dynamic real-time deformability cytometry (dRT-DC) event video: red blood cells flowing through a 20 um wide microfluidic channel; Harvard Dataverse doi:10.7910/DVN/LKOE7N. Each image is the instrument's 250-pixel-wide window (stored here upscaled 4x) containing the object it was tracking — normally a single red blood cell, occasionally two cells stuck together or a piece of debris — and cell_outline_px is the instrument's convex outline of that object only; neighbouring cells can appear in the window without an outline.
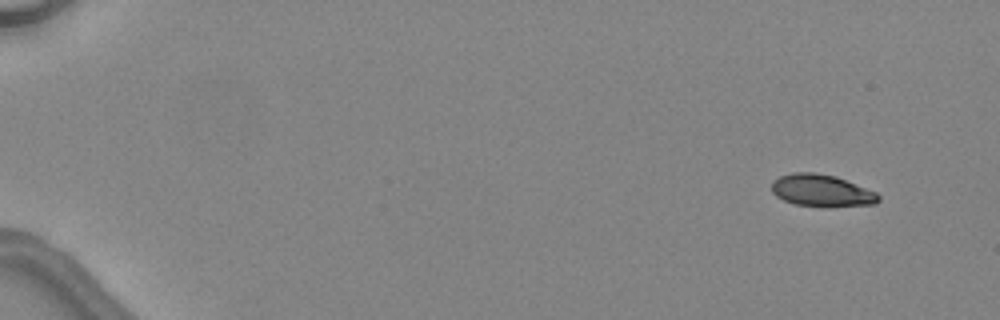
{"species": "common noctule bat (a hibernating species)", "species_latin": "Nyctalus noctula", "temperature_condition": "warm", "stored_images_in_passage": 6, "camera_frame_rate_fps": 3000, "um_per_image_px": 0.085, "animal": {"sex": "female", "body_mass_g": 24.6, "forearm_length_mm": 56.2}, "frame": {"image": 1, "passage_image": 1, "time_ms": 0.0, "image_size_px": [1000, 320], "cell_outline_px": [[880, 200], [876, 204], [828, 208], [820, 208], [796, 204], [784, 200], [776, 196], [772, 192], [772, 180], [780, 176], [792, 172], [816, 172], [836, 176], [876, 192], [880, 196]], "centroid_in_image_um": [69.85, 16.22], "position_along_channel_um": 15.2, "area_um2": 20.46}}